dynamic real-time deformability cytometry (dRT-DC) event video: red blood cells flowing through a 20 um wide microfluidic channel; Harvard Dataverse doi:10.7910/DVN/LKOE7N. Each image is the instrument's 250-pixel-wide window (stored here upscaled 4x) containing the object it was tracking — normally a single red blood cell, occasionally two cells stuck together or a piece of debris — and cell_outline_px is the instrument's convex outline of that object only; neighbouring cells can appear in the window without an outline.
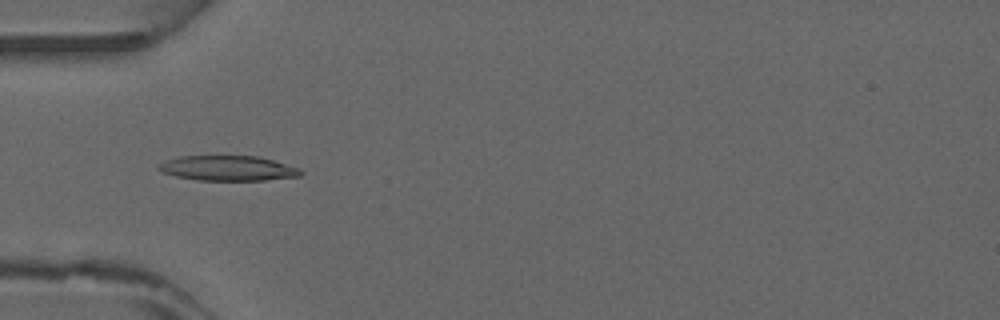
{"species": "common noctule bat (a hibernating species)", "species_latin": "Nyctalus noctula", "temperature_condition": "warm", "stored_images_in_passage": 6, "camera_frame_rate_fps": 3000, "um_per_image_px": 0.085, "animal": {"sex": "male", "forearm_length_mm": 52.5}, "frame": {"image": 1, "passage_image": 5, "time_ms": 1.333, "image_size_px": [1000, 320], "cell_outline_px": [[304, 172], [300, 176], [264, 180], [196, 180], [176, 176], [164, 172], [156, 168], [156, 164], [164, 160], [180, 156], [256, 156], [272, 160], [300, 168]], "centroid_in_image_um": [19.34, 14.29], "position_along_channel_um": 65.7, "area_um2": 20.75}}
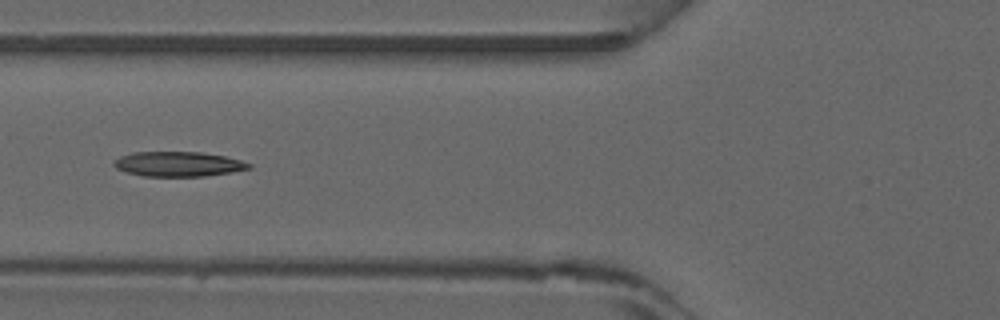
{"frame": {"image": 2, "passage_image": 6, "time_ms": 1.667, "image_size_px": [1000, 320], "cell_outline_px": [[252, 168], [232, 172], [204, 176], [144, 176], [128, 172], [116, 168], [112, 164], [120, 156], [132, 152], [200, 152], [224, 156], [240, 160], [252, 164]], "centroid_in_image_um": [15.17, 13.94], "position_along_channel_um": 110.6, "area_um2": 19.42}}